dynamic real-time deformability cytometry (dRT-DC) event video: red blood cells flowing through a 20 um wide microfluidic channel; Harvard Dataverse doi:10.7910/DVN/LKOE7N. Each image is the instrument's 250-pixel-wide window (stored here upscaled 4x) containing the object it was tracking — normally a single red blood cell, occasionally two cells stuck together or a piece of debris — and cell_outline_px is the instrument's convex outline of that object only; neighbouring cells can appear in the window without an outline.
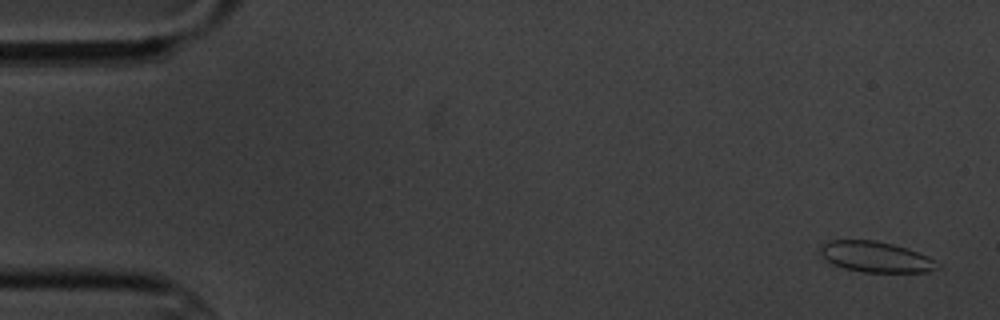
{"species": "common noctule bat (a hibernating species)", "species_latin": "Nyctalus noctula", "temperature_condition": "cold", "stored_images_in_passage": 3, "camera_frame_rate_fps": 3000, "um_per_image_px": 0.085, "animal": {"sex": "male", "body_mass_g": 20.1, "forearm_length_mm": 53.5}, "frame": {"image": 1, "passage_image": 1, "time_ms": 0.0, "image_size_px": [1000, 320], "cell_outline_px": [[940, 268], [928, 272], [864, 272], [844, 268], [832, 264], [820, 256], [820, 248], [828, 240], [876, 240], [892, 244], [928, 256], [940, 264]], "centroid_in_image_um": [74.43, 21.84], "position_along_channel_um": 10.6, "area_um2": 20.92}}